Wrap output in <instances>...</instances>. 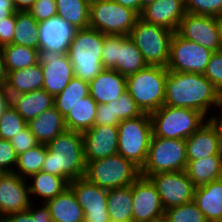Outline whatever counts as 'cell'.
<instances>
[{
	"label": "cell",
	"mask_w": 222,
	"mask_h": 222,
	"mask_svg": "<svg viewBox=\"0 0 222 222\" xmlns=\"http://www.w3.org/2000/svg\"><path fill=\"white\" fill-rule=\"evenodd\" d=\"M164 105L198 110L210 119L213 107L222 109V94L203 74L168 70Z\"/></svg>",
	"instance_id": "obj_1"
},
{
	"label": "cell",
	"mask_w": 222,
	"mask_h": 222,
	"mask_svg": "<svg viewBox=\"0 0 222 222\" xmlns=\"http://www.w3.org/2000/svg\"><path fill=\"white\" fill-rule=\"evenodd\" d=\"M86 164L82 133L66 130L47 144L41 171L63 177L70 183L85 177Z\"/></svg>",
	"instance_id": "obj_2"
},
{
	"label": "cell",
	"mask_w": 222,
	"mask_h": 222,
	"mask_svg": "<svg viewBox=\"0 0 222 222\" xmlns=\"http://www.w3.org/2000/svg\"><path fill=\"white\" fill-rule=\"evenodd\" d=\"M106 36L90 27L76 29L67 51L75 77L90 83L104 70L102 49Z\"/></svg>",
	"instance_id": "obj_3"
},
{
	"label": "cell",
	"mask_w": 222,
	"mask_h": 222,
	"mask_svg": "<svg viewBox=\"0 0 222 222\" xmlns=\"http://www.w3.org/2000/svg\"><path fill=\"white\" fill-rule=\"evenodd\" d=\"M168 69L147 65L126 77L127 91L143 113H152L164 105Z\"/></svg>",
	"instance_id": "obj_4"
},
{
	"label": "cell",
	"mask_w": 222,
	"mask_h": 222,
	"mask_svg": "<svg viewBox=\"0 0 222 222\" xmlns=\"http://www.w3.org/2000/svg\"><path fill=\"white\" fill-rule=\"evenodd\" d=\"M150 118L153 136L185 140L208 120L198 110L166 105L150 113Z\"/></svg>",
	"instance_id": "obj_5"
},
{
	"label": "cell",
	"mask_w": 222,
	"mask_h": 222,
	"mask_svg": "<svg viewBox=\"0 0 222 222\" xmlns=\"http://www.w3.org/2000/svg\"><path fill=\"white\" fill-rule=\"evenodd\" d=\"M152 135L150 114L122 120L118 125V154L141 169L147 159Z\"/></svg>",
	"instance_id": "obj_6"
},
{
	"label": "cell",
	"mask_w": 222,
	"mask_h": 222,
	"mask_svg": "<svg viewBox=\"0 0 222 222\" xmlns=\"http://www.w3.org/2000/svg\"><path fill=\"white\" fill-rule=\"evenodd\" d=\"M140 176V168L119 154L86 164L85 178L107 190L130 186Z\"/></svg>",
	"instance_id": "obj_7"
},
{
	"label": "cell",
	"mask_w": 222,
	"mask_h": 222,
	"mask_svg": "<svg viewBox=\"0 0 222 222\" xmlns=\"http://www.w3.org/2000/svg\"><path fill=\"white\" fill-rule=\"evenodd\" d=\"M187 150L185 139H168L152 135L145 164L140 175L148 177L161 172L185 171Z\"/></svg>",
	"instance_id": "obj_8"
},
{
	"label": "cell",
	"mask_w": 222,
	"mask_h": 222,
	"mask_svg": "<svg viewBox=\"0 0 222 222\" xmlns=\"http://www.w3.org/2000/svg\"><path fill=\"white\" fill-rule=\"evenodd\" d=\"M174 33L167 28L138 18L129 37L134 41L148 65L167 67L170 43Z\"/></svg>",
	"instance_id": "obj_9"
},
{
	"label": "cell",
	"mask_w": 222,
	"mask_h": 222,
	"mask_svg": "<svg viewBox=\"0 0 222 222\" xmlns=\"http://www.w3.org/2000/svg\"><path fill=\"white\" fill-rule=\"evenodd\" d=\"M138 18L139 15L135 11L113 0L90 2L89 27L104 35L129 36Z\"/></svg>",
	"instance_id": "obj_10"
},
{
	"label": "cell",
	"mask_w": 222,
	"mask_h": 222,
	"mask_svg": "<svg viewBox=\"0 0 222 222\" xmlns=\"http://www.w3.org/2000/svg\"><path fill=\"white\" fill-rule=\"evenodd\" d=\"M104 69H114L123 76H129L146 67L142 53L134 41L126 35H107L102 49Z\"/></svg>",
	"instance_id": "obj_11"
},
{
	"label": "cell",
	"mask_w": 222,
	"mask_h": 222,
	"mask_svg": "<svg viewBox=\"0 0 222 222\" xmlns=\"http://www.w3.org/2000/svg\"><path fill=\"white\" fill-rule=\"evenodd\" d=\"M213 51L181 37L177 32L170 43L167 69L174 72L204 74Z\"/></svg>",
	"instance_id": "obj_12"
},
{
	"label": "cell",
	"mask_w": 222,
	"mask_h": 222,
	"mask_svg": "<svg viewBox=\"0 0 222 222\" xmlns=\"http://www.w3.org/2000/svg\"><path fill=\"white\" fill-rule=\"evenodd\" d=\"M147 178L155 185L165 210L194 201L196 186L185 171L161 172Z\"/></svg>",
	"instance_id": "obj_13"
},
{
	"label": "cell",
	"mask_w": 222,
	"mask_h": 222,
	"mask_svg": "<svg viewBox=\"0 0 222 222\" xmlns=\"http://www.w3.org/2000/svg\"><path fill=\"white\" fill-rule=\"evenodd\" d=\"M38 63L41 64L44 76L42 89L53 97L62 92L74 77L73 66L67 53L39 49Z\"/></svg>",
	"instance_id": "obj_14"
},
{
	"label": "cell",
	"mask_w": 222,
	"mask_h": 222,
	"mask_svg": "<svg viewBox=\"0 0 222 222\" xmlns=\"http://www.w3.org/2000/svg\"><path fill=\"white\" fill-rule=\"evenodd\" d=\"M78 204L84 211V222H108L110 220L107 210L108 190L81 177L69 183Z\"/></svg>",
	"instance_id": "obj_15"
},
{
	"label": "cell",
	"mask_w": 222,
	"mask_h": 222,
	"mask_svg": "<svg viewBox=\"0 0 222 222\" xmlns=\"http://www.w3.org/2000/svg\"><path fill=\"white\" fill-rule=\"evenodd\" d=\"M133 198V222H158L163 220L164 211L155 185L140 176L131 184Z\"/></svg>",
	"instance_id": "obj_16"
},
{
	"label": "cell",
	"mask_w": 222,
	"mask_h": 222,
	"mask_svg": "<svg viewBox=\"0 0 222 222\" xmlns=\"http://www.w3.org/2000/svg\"><path fill=\"white\" fill-rule=\"evenodd\" d=\"M176 32L213 52L220 51L217 17L186 12Z\"/></svg>",
	"instance_id": "obj_17"
},
{
	"label": "cell",
	"mask_w": 222,
	"mask_h": 222,
	"mask_svg": "<svg viewBox=\"0 0 222 222\" xmlns=\"http://www.w3.org/2000/svg\"><path fill=\"white\" fill-rule=\"evenodd\" d=\"M28 183L14 172L0 175V218L28 210L32 203Z\"/></svg>",
	"instance_id": "obj_18"
},
{
	"label": "cell",
	"mask_w": 222,
	"mask_h": 222,
	"mask_svg": "<svg viewBox=\"0 0 222 222\" xmlns=\"http://www.w3.org/2000/svg\"><path fill=\"white\" fill-rule=\"evenodd\" d=\"M82 136L86 163L118 154V126L94 125Z\"/></svg>",
	"instance_id": "obj_19"
},
{
	"label": "cell",
	"mask_w": 222,
	"mask_h": 222,
	"mask_svg": "<svg viewBox=\"0 0 222 222\" xmlns=\"http://www.w3.org/2000/svg\"><path fill=\"white\" fill-rule=\"evenodd\" d=\"M185 13V5L181 1L155 0L142 9L139 18L176 32Z\"/></svg>",
	"instance_id": "obj_20"
},
{
	"label": "cell",
	"mask_w": 222,
	"mask_h": 222,
	"mask_svg": "<svg viewBox=\"0 0 222 222\" xmlns=\"http://www.w3.org/2000/svg\"><path fill=\"white\" fill-rule=\"evenodd\" d=\"M186 150L187 162L222 155L219 131L210 119L186 139Z\"/></svg>",
	"instance_id": "obj_21"
},
{
	"label": "cell",
	"mask_w": 222,
	"mask_h": 222,
	"mask_svg": "<svg viewBox=\"0 0 222 222\" xmlns=\"http://www.w3.org/2000/svg\"><path fill=\"white\" fill-rule=\"evenodd\" d=\"M39 49L67 53L76 29L56 16L39 23Z\"/></svg>",
	"instance_id": "obj_22"
},
{
	"label": "cell",
	"mask_w": 222,
	"mask_h": 222,
	"mask_svg": "<svg viewBox=\"0 0 222 222\" xmlns=\"http://www.w3.org/2000/svg\"><path fill=\"white\" fill-rule=\"evenodd\" d=\"M126 90V76L114 69H104L89 83V95L97 104L114 102Z\"/></svg>",
	"instance_id": "obj_23"
},
{
	"label": "cell",
	"mask_w": 222,
	"mask_h": 222,
	"mask_svg": "<svg viewBox=\"0 0 222 222\" xmlns=\"http://www.w3.org/2000/svg\"><path fill=\"white\" fill-rule=\"evenodd\" d=\"M4 73L2 87L11 97L39 90L43 87L44 76L41 64L39 63L28 68L4 71Z\"/></svg>",
	"instance_id": "obj_24"
},
{
	"label": "cell",
	"mask_w": 222,
	"mask_h": 222,
	"mask_svg": "<svg viewBox=\"0 0 222 222\" xmlns=\"http://www.w3.org/2000/svg\"><path fill=\"white\" fill-rule=\"evenodd\" d=\"M194 203L207 222H222V178L196 187Z\"/></svg>",
	"instance_id": "obj_25"
},
{
	"label": "cell",
	"mask_w": 222,
	"mask_h": 222,
	"mask_svg": "<svg viewBox=\"0 0 222 222\" xmlns=\"http://www.w3.org/2000/svg\"><path fill=\"white\" fill-rule=\"evenodd\" d=\"M27 126L39 144H48L67 130L64 117L58 112L55 106L47 109L38 117L29 120Z\"/></svg>",
	"instance_id": "obj_26"
},
{
	"label": "cell",
	"mask_w": 222,
	"mask_h": 222,
	"mask_svg": "<svg viewBox=\"0 0 222 222\" xmlns=\"http://www.w3.org/2000/svg\"><path fill=\"white\" fill-rule=\"evenodd\" d=\"M45 204L53 222H84V211L70 187Z\"/></svg>",
	"instance_id": "obj_27"
},
{
	"label": "cell",
	"mask_w": 222,
	"mask_h": 222,
	"mask_svg": "<svg viewBox=\"0 0 222 222\" xmlns=\"http://www.w3.org/2000/svg\"><path fill=\"white\" fill-rule=\"evenodd\" d=\"M11 105L26 121L38 117L41 113L54 106V97L44 89L11 97Z\"/></svg>",
	"instance_id": "obj_28"
},
{
	"label": "cell",
	"mask_w": 222,
	"mask_h": 222,
	"mask_svg": "<svg viewBox=\"0 0 222 222\" xmlns=\"http://www.w3.org/2000/svg\"><path fill=\"white\" fill-rule=\"evenodd\" d=\"M27 181L30 182L28 183L30 197L34 202L35 199L33 197L35 196L36 201L39 198V200H43L41 203H46L69 187V183L63 177L43 171L31 175Z\"/></svg>",
	"instance_id": "obj_29"
},
{
	"label": "cell",
	"mask_w": 222,
	"mask_h": 222,
	"mask_svg": "<svg viewBox=\"0 0 222 222\" xmlns=\"http://www.w3.org/2000/svg\"><path fill=\"white\" fill-rule=\"evenodd\" d=\"M187 176L198 187L222 178V155L187 162Z\"/></svg>",
	"instance_id": "obj_30"
},
{
	"label": "cell",
	"mask_w": 222,
	"mask_h": 222,
	"mask_svg": "<svg viewBox=\"0 0 222 222\" xmlns=\"http://www.w3.org/2000/svg\"><path fill=\"white\" fill-rule=\"evenodd\" d=\"M97 102L88 95L82 98L64 118L66 129L83 133L92 128L97 114Z\"/></svg>",
	"instance_id": "obj_31"
},
{
	"label": "cell",
	"mask_w": 222,
	"mask_h": 222,
	"mask_svg": "<svg viewBox=\"0 0 222 222\" xmlns=\"http://www.w3.org/2000/svg\"><path fill=\"white\" fill-rule=\"evenodd\" d=\"M107 210L110 220L117 222H133L131 185L108 190Z\"/></svg>",
	"instance_id": "obj_32"
},
{
	"label": "cell",
	"mask_w": 222,
	"mask_h": 222,
	"mask_svg": "<svg viewBox=\"0 0 222 222\" xmlns=\"http://www.w3.org/2000/svg\"><path fill=\"white\" fill-rule=\"evenodd\" d=\"M15 21V34L12 44L39 50V22L28 11H17Z\"/></svg>",
	"instance_id": "obj_33"
},
{
	"label": "cell",
	"mask_w": 222,
	"mask_h": 222,
	"mask_svg": "<svg viewBox=\"0 0 222 222\" xmlns=\"http://www.w3.org/2000/svg\"><path fill=\"white\" fill-rule=\"evenodd\" d=\"M57 16L72 25L75 29L89 27L90 1L56 0Z\"/></svg>",
	"instance_id": "obj_34"
},
{
	"label": "cell",
	"mask_w": 222,
	"mask_h": 222,
	"mask_svg": "<svg viewBox=\"0 0 222 222\" xmlns=\"http://www.w3.org/2000/svg\"><path fill=\"white\" fill-rule=\"evenodd\" d=\"M2 60L4 71L28 68L38 63V49L8 44L2 46Z\"/></svg>",
	"instance_id": "obj_35"
},
{
	"label": "cell",
	"mask_w": 222,
	"mask_h": 222,
	"mask_svg": "<svg viewBox=\"0 0 222 222\" xmlns=\"http://www.w3.org/2000/svg\"><path fill=\"white\" fill-rule=\"evenodd\" d=\"M89 95V83L73 77L68 85L54 97V106L65 118L71 109Z\"/></svg>",
	"instance_id": "obj_36"
},
{
	"label": "cell",
	"mask_w": 222,
	"mask_h": 222,
	"mask_svg": "<svg viewBox=\"0 0 222 222\" xmlns=\"http://www.w3.org/2000/svg\"><path fill=\"white\" fill-rule=\"evenodd\" d=\"M47 144H38L35 147L18 155L14 173L28 179L31 175L41 171L46 159Z\"/></svg>",
	"instance_id": "obj_37"
},
{
	"label": "cell",
	"mask_w": 222,
	"mask_h": 222,
	"mask_svg": "<svg viewBox=\"0 0 222 222\" xmlns=\"http://www.w3.org/2000/svg\"><path fill=\"white\" fill-rule=\"evenodd\" d=\"M164 222H207L194 201L170 207L164 211Z\"/></svg>",
	"instance_id": "obj_38"
},
{
	"label": "cell",
	"mask_w": 222,
	"mask_h": 222,
	"mask_svg": "<svg viewBox=\"0 0 222 222\" xmlns=\"http://www.w3.org/2000/svg\"><path fill=\"white\" fill-rule=\"evenodd\" d=\"M27 126V122L10 105L0 116V138L11 140Z\"/></svg>",
	"instance_id": "obj_39"
},
{
	"label": "cell",
	"mask_w": 222,
	"mask_h": 222,
	"mask_svg": "<svg viewBox=\"0 0 222 222\" xmlns=\"http://www.w3.org/2000/svg\"><path fill=\"white\" fill-rule=\"evenodd\" d=\"M0 222H53V221L50 217L48 206L45 203L39 202V204L36 206L35 202L34 203L32 202L28 210L1 217Z\"/></svg>",
	"instance_id": "obj_40"
},
{
	"label": "cell",
	"mask_w": 222,
	"mask_h": 222,
	"mask_svg": "<svg viewBox=\"0 0 222 222\" xmlns=\"http://www.w3.org/2000/svg\"><path fill=\"white\" fill-rule=\"evenodd\" d=\"M185 10L192 14L220 17L222 0H186Z\"/></svg>",
	"instance_id": "obj_41"
},
{
	"label": "cell",
	"mask_w": 222,
	"mask_h": 222,
	"mask_svg": "<svg viewBox=\"0 0 222 222\" xmlns=\"http://www.w3.org/2000/svg\"><path fill=\"white\" fill-rule=\"evenodd\" d=\"M115 115L122 121L126 119L136 118L143 114L137 106L132 96L126 90L114 102Z\"/></svg>",
	"instance_id": "obj_42"
},
{
	"label": "cell",
	"mask_w": 222,
	"mask_h": 222,
	"mask_svg": "<svg viewBox=\"0 0 222 222\" xmlns=\"http://www.w3.org/2000/svg\"><path fill=\"white\" fill-rule=\"evenodd\" d=\"M222 94V51H214L203 74Z\"/></svg>",
	"instance_id": "obj_43"
},
{
	"label": "cell",
	"mask_w": 222,
	"mask_h": 222,
	"mask_svg": "<svg viewBox=\"0 0 222 222\" xmlns=\"http://www.w3.org/2000/svg\"><path fill=\"white\" fill-rule=\"evenodd\" d=\"M39 23L57 16L56 0H36L28 11Z\"/></svg>",
	"instance_id": "obj_44"
},
{
	"label": "cell",
	"mask_w": 222,
	"mask_h": 222,
	"mask_svg": "<svg viewBox=\"0 0 222 222\" xmlns=\"http://www.w3.org/2000/svg\"><path fill=\"white\" fill-rule=\"evenodd\" d=\"M17 157L18 155L11 145L10 140L0 138V171L2 173L14 172L17 164Z\"/></svg>",
	"instance_id": "obj_45"
},
{
	"label": "cell",
	"mask_w": 222,
	"mask_h": 222,
	"mask_svg": "<svg viewBox=\"0 0 222 222\" xmlns=\"http://www.w3.org/2000/svg\"><path fill=\"white\" fill-rule=\"evenodd\" d=\"M10 142L17 155L26 152L27 150L39 144L28 126H26L21 132L14 136Z\"/></svg>",
	"instance_id": "obj_46"
},
{
	"label": "cell",
	"mask_w": 222,
	"mask_h": 222,
	"mask_svg": "<svg viewBox=\"0 0 222 222\" xmlns=\"http://www.w3.org/2000/svg\"><path fill=\"white\" fill-rule=\"evenodd\" d=\"M121 120L115 115L114 103L98 104L94 125L118 126Z\"/></svg>",
	"instance_id": "obj_47"
},
{
	"label": "cell",
	"mask_w": 222,
	"mask_h": 222,
	"mask_svg": "<svg viewBox=\"0 0 222 222\" xmlns=\"http://www.w3.org/2000/svg\"><path fill=\"white\" fill-rule=\"evenodd\" d=\"M15 14H11L0 22V46L13 43L15 34Z\"/></svg>",
	"instance_id": "obj_48"
},
{
	"label": "cell",
	"mask_w": 222,
	"mask_h": 222,
	"mask_svg": "<svg viewBox=\"0 0 222 222\" xmlns=\"http://www.w3.org/2000/svg\"><path fill=\"white\" fill-rule=\"evenodd\" d=\"M16 12L13 0H0V22Z\"/></svg>",
	"instance_id": "obj_49"
},
{
	"label": "cell",
	"mask_w": 222,
	"mask_h": 222,
	"mask_svg": "<svg viewBox=\"0 0 222 222\" xmlns=\"http://www.w3.org/2000/svg\"><path fill=\"white\" fill-rule=\"evenodd\" d=\"M116 3H119L123 7H127L135 11L138 15L141 14V4L140 0H113Z\"/></svg>",
	"instance_id": "obj_50"
},
{
	"label": "cell",
	"mask_w": 222,
	"mask_h": 222,
	"mask_svg": "<svg viewBox=\"0 0 222 222\" xmlns=\"http://www.w3.org/2000/svg\"><path fill=\"white\" fill-rule=\"evenodd\" d=\"M11 105V96L6 90L0 87V116Z\"/></svg>",
	"instance_id": "obj_51"
},
{
	"label": "cell",
	"mask_w": 222,
	"mask_h": 222,
	"mask_svg": "<svg viewBox=\"0 0 222 222\" xmlns=\"http://www.w3.org/2000/svg\"><path fill=\"white\" fill-rule=\"evenodd\" d=\"M210 120L214 123L219 131L220 149L222 154V109H220L219 112L216 111V113L211 116Z\"/></svg>",
	"instance_id": "obj_52"
},
{
	"label": "cell",
	"mask_w": 222,
	"mask_h": 222,
	"mask_svg": "<svg viewBox=\"0 0 222 222\" xmlns=\"http://www.w3.org/2000/svg\"><path fill=\"white\" fill-rule=\"evenodd\" d=\"M36 0H13L17 11H29Z\"/></svg>",
	"instance_id": "obj_53"
},
{
	"label": "cell",
	"mask_w": 222,
	"mask_h": 222,
	"mask_svg": "<svg viewBox=\"0 0 222 222\" xmlns=\"http://www.w3.org/2000/svg\"><path fill=\"white\" fill-rule=\"evenodd\" d=\"M217 26H218L220 51H222V16L217 17Z\"/></svg>",
	"instance_id": "obj_54"
},
{
	"label": "cell",
	"mask_w": 222,
	"mask_h": 222,
	"mask_svg": "<svg viewBox=\"0 0 222 222\" xmlns=\"http://www.w3.org/2000/svg\"><path fill=\"white\" fill-rule=\"evenodd\" d=\"M4 76H5V73L3 70L2 47L0 46V87L3 85Z\"/></svg>",
	"instance_id": "obj_55"
},
{
	"label": "cell",
	"mask_w": 222,
	"mask_h": 222,
	"mask_svg": "<svg viewBox=\"0 0 222 222\" xmlns=\"http://www.w3.org/2000/svg\"><path fill=\"white\" fill-rule=\"evenodd\" d=\"M155 0H140V4H141V12H142V9L147 6L148 4L150 3H153Z\"/></svg>",
	"instance_id": "obj_56"
},
{
	"label": "cell",
	"mask_w": 222,
	"mask_h": 222,
	"mask_svg": "<svg viewBox=\"0 0 222 222\" xmlns=\"http://www.w3.org/2000/svg\"><path fill=\"white\" fill-rule=\"evenodd\" d=\"M176 1H181L185 5L186 0H176Z\"/></svg>",
	"instance_id": "obj_57"
}]
</instances>
